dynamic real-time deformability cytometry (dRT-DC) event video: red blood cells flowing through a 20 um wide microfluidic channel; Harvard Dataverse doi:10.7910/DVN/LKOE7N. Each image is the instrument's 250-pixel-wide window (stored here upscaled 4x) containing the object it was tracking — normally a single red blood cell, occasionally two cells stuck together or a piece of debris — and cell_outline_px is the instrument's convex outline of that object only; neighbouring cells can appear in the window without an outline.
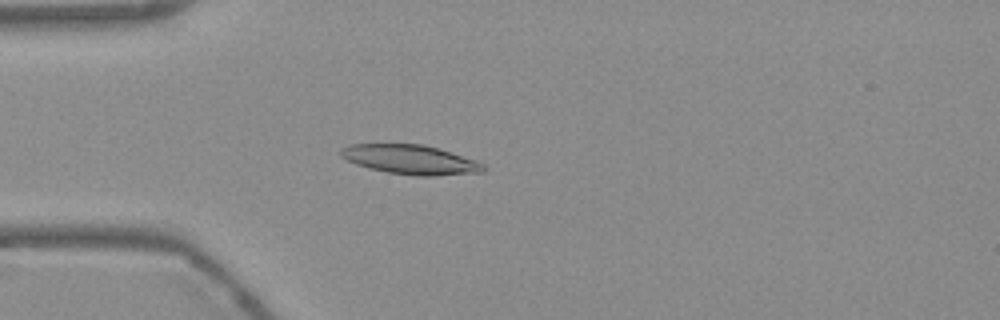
{"species": "Egyptian fruit bat (a non-hibernating species)", "species_latin": "Rousettus aegyptiacus", "temperature_condition": "warm", "stored_images_in_passage": 53, "camera_frame_rate_fps": 3000, "um_per_image_px": 0.085, "frame": {"image": 1, "passage_image": 14, "time_ms": 4.333, "image_size_px": [1000, 320], "cell_outline_px": [[488, 168], [484, 172], [432, 176], [416, 176], [388, 172], [368, 168], [356, 164], [340, 156], [340, 148], [348, 144], [424, 144], [452, 152], [476, 160], [484, 164]], "centroid_in_image_um": [34.91, 13.56], "position_along_channel_um": 50.1, "area_um2": 24.62}}
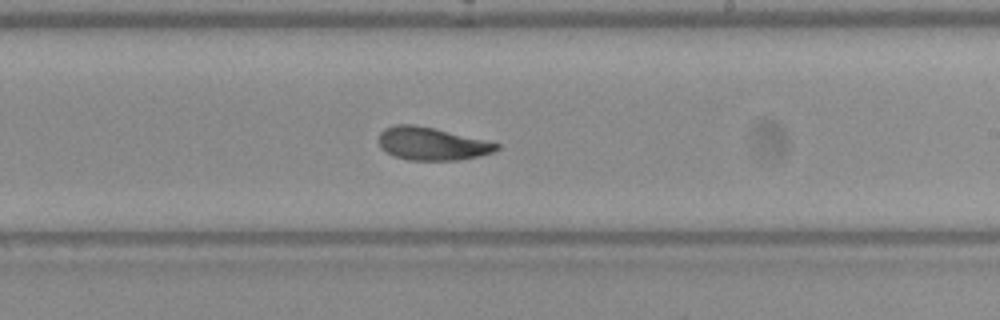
{"frame": {"image": 2, "passage_image": 31, "time_ms": 10.0, "image_size_px": [1000, 320], "cell_outline_px": [[500, 148], [492, 152], [480, 156], [456, 160], [408, 160], [396, 156], [380, 148], [376, 140], [380, 132], [384, 128], [396, 124], [416, 124], [436, 128], [500, 144]], "centroid_in_image_um": [36.66, 12.2], "position_along_channel_um": 252.3, "area_um2": 22.72}}
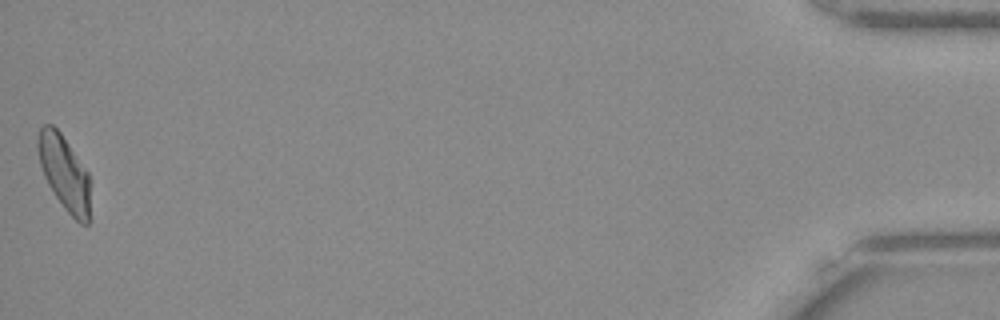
{"frame": {"image": 3, "passage_image": 53, "time_ms": 17.333, "image_size_px": [1000, 320], "cell_outline_px": [[88, 224], [80, 224], [64, 208], [48, 184], [44, 176], [40, 164], [36, 148], [36, 140], [40, 128], [44, 124], [52, 124], [60, 132], [88, 172]], "centroid_in_image_um": [5.41, 14.64], "position_along_channel_um": 429.8, "area_um2": 22.37}, "authors_computed_cell_mechanics": {"area_um2": 23.409, "velocity_mm_per_s": 3.7497, "shape_relaxation_time_tau1_ms": 7.2953, "shape_relaxation_time_tau2_ms": 3.222, "deformation_change_tau1": 0.2033, "deformation_change_tau2": 0.0855}}